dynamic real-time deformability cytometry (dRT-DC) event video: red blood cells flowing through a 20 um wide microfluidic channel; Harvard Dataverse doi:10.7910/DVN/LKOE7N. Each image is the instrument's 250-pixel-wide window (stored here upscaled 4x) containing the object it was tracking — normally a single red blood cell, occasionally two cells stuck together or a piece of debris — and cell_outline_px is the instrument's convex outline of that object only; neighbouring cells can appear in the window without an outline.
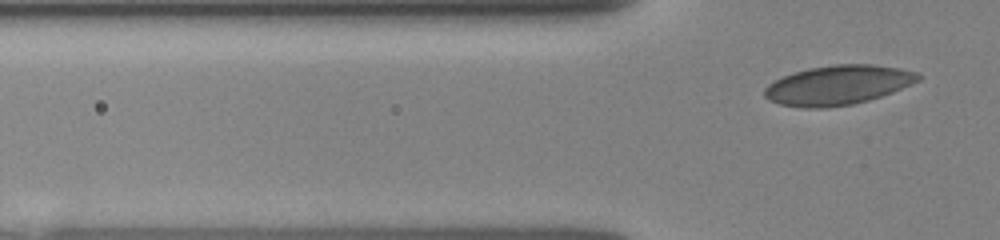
{"species": "human", "species_latin": "Homo sapiens", "temperature_condition": "room temperature", "stored_images_in_passage": 3, "segment_of_instrument_passage": [2, 2], "camera_frame_rate_fps": 3000, "um_per_image_px": 0.085, "donor": {"sex": "female"}, "frame": {"image": 1, "passage_image": 3, "time_ms": 2.333, "image_size_px": [1000, 240], "cell_outline_px": [[924, 76], [920, 80], [892, 92], [868, 100], [852, 104], [824, 108], [804, 108], [780, 104], [768, 100], [764, 96], [764, 88], [768, 84], [784, 76], [808, 68], [836, 64], [872, 64], [900, 68], [916, 72]], "centroid_in_image_um": [71.23, 7.23], "position_along_channel_um": 54.6, "area_um2": 35.26}}